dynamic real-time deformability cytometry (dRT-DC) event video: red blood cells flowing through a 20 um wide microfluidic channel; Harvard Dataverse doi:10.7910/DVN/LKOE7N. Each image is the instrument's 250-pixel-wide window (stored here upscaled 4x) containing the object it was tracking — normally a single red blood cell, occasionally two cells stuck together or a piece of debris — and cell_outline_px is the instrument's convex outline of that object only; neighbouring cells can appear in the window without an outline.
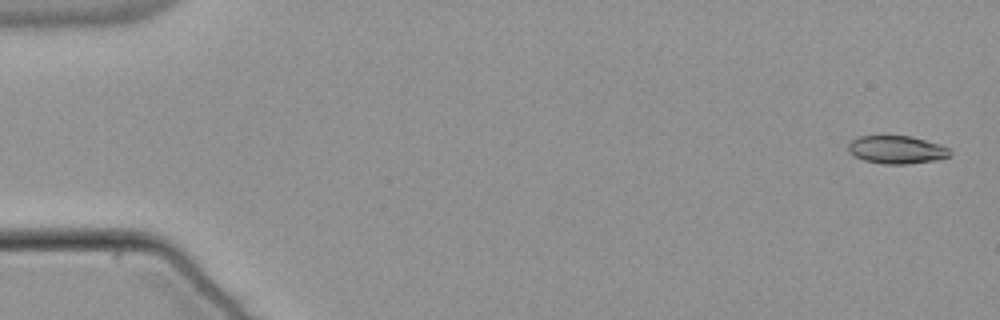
{"species": "common noctule bat (a hibernating species)", "species_latin": "Nyctalus noctula", "temperature_condition": "warm", "stored_images_in_passage": 54, "camera_frame_rate_fps": 3000, "um_per_image_px": 0.085, "animal": {"sex": "male", "body_mass_g": 21.5, "forearm_length_mm": 52.0}, "frame": {"image": 1, "passage_image": 2, "time_ms": 0.333, "image_size_px": [1000, 320], "cell_outline_px": [[952, 152], [948, 156], [936, 160], [908, 164], [884, 164], [864, 160], [852, 156], [848, 152], [848, 144], [852, 140], [860, 136], [912, 136], [940, 144], [948, 148]], "centroid_in_image_um": [76.2, 12.73], "position_along_channel_um": 8.8, "area_um2": 16.65}}
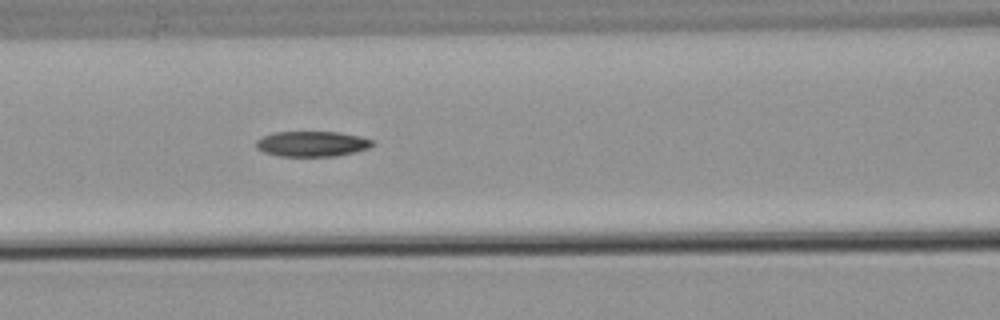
{"frame": {"image": 2, "passage_image": 24, "time_ms": 7.667, "image_size_px": [1000, 320], "cell_outline_px": [[372, 144], [368, 148], [356, 152], [336, 156], [280, 156], [264, 152], [256, 148], [256, 140], [264, 136], [276, 132], [336, 132], [360, 136], [372, 140]], "centroid_in_image_um": [26.51, 12.23], "position_along_channel_um": 140.1, "area_um2": 17.05}}
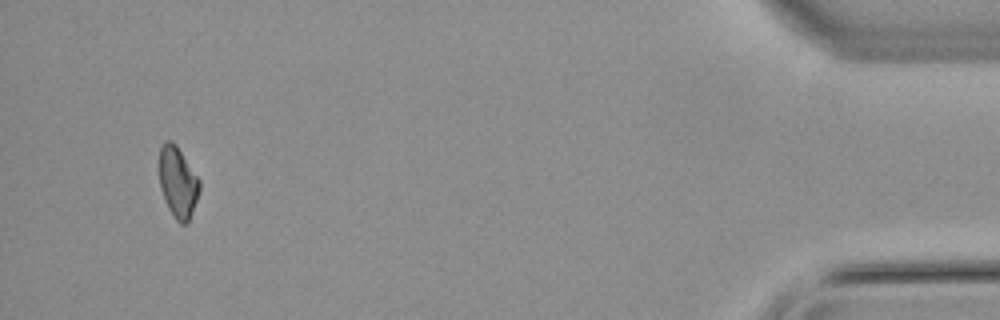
{"frame": {"image": 3, "passage_image": 52, "time_ms": 17.0, "image_size_px": [1000, 320], "cell_outline_px": [[200, 188], [188, 224], [180, 224], [176, 220], [168, 208], [160, 188], [160, 148], [168, 140], [172, 140], [176, 144], [200, 180]], "centroid_in_image_um": [15.13, 15.51], "position_along_channel_um": 420.1, "area_um2": 16.47}, "authors_computed_cell_mechanics": {"area_um2": 17.4556, "velocity_mm_per_s": 3.8157, "shape_relaxation_time_tau1_ms": 10.3029, "shape_relaxation_time_tau2_ms": null, "deformation_change_tau1": 0.19, "deformation_change_tau2": null}}